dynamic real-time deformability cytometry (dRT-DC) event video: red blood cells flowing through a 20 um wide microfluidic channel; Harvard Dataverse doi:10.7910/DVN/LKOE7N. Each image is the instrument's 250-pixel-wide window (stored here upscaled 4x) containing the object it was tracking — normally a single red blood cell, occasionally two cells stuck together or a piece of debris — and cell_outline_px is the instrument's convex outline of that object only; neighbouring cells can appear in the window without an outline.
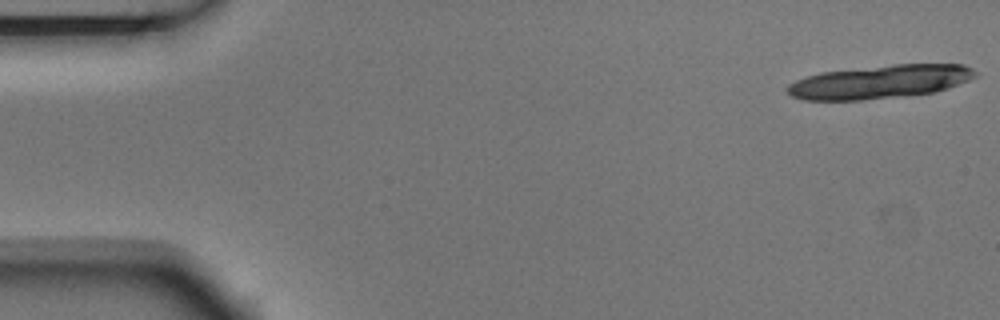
{"species": "Egyptian fruit bat (a non-hibernating species)", "species_latin": "Rousettus aegyptiacus", "temperature_condition": "room temperature", "stored_images_in_passage": 6, "segment_of_instrument_passage": [1, 2], "camera_frame_rate_fps": 3000, "um_per_image_px": 0.085, "animal": {"sex": "male"}, "frame": {"image": 1, "passage_image": 1, "time_ms": 0.0, "image_size_px": [1000, 320], "cell_outline_px": [[980, 76], [948, 88], [936, 92], [864, 100], [804, 100], [792, 96], [788, 92], [788, 84], [804, 76], [820, 72], [892, 64], [964, 64], [980, 72]], "centroid_in_image_um": [74.84, 6.94], "position_along_channel_um": 10.2, "area_um2": 36.93}}
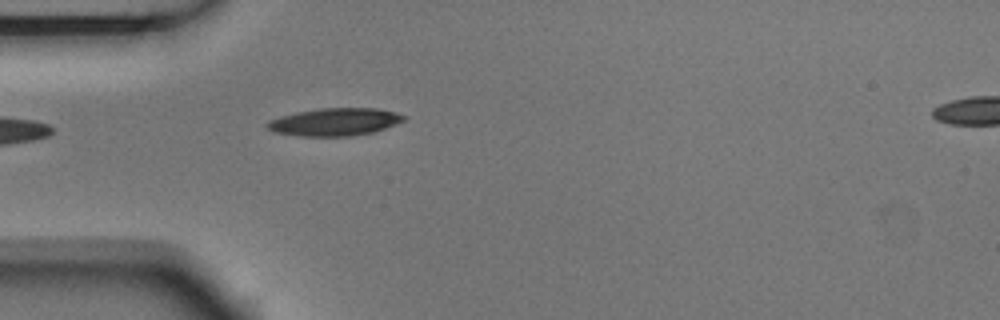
{"frame": {"image": 2, "passage_image": 5, "time_ms": 1.333, "image_size_px": [1000, 320], "cell_outline_px": [[408, 116], [404, 120], [384, 128], [372, 132], [348, 136], [300, 136], [272, 132], [264, 124], [268, 120], [280, 116], [296, 112], [320, 108], [376, 108], [396, 112]], "centroid_in_image_um": [28.41, 10.35], "position_along_channel_um": 56.6, "area_um2": 22.02}}